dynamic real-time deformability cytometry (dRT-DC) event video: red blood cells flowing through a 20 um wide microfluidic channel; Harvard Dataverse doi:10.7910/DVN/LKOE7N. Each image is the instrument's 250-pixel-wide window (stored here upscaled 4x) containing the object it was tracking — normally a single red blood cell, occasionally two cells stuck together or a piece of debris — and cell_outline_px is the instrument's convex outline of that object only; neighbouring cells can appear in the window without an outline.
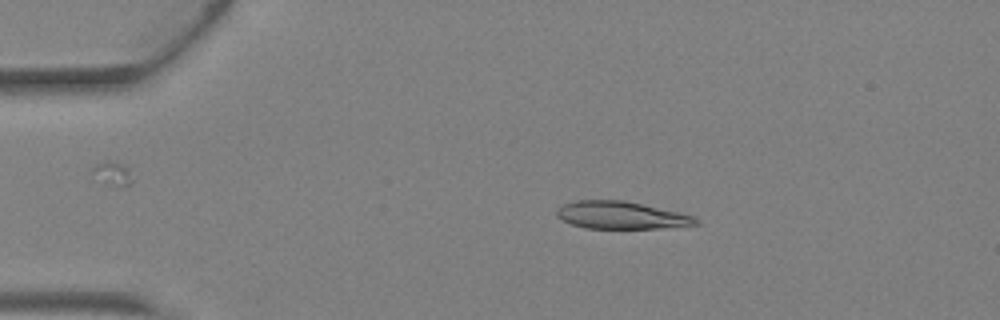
{"species": "Egyptian fruit bat (a non-hibernating species)", "species_latin": "Rousettus aegyptiacus", "temperature_condition": "warm", "stored_images_in_passage": 2, "camera_frame_rate_fps": 3000, "um_per_image_px": 0.085, "animal": {"sex": "female"}, "frame": {"image": 1, "passage_image": 1, "time_ms": 0.0, "image_size_px": [1000, 320], "cell_outline_px": [[700, 224], [660, 228], [584, 228], [572, 224], [556, 216], [556, 208], [564, 204], [576, 200], [624, 200], [680, 212], [692, 216], [700, 220]], "centroid_in_image_um": [52.8, 18.29], "position_along_channel_um": 32.2, "area_um2": 22.25}}